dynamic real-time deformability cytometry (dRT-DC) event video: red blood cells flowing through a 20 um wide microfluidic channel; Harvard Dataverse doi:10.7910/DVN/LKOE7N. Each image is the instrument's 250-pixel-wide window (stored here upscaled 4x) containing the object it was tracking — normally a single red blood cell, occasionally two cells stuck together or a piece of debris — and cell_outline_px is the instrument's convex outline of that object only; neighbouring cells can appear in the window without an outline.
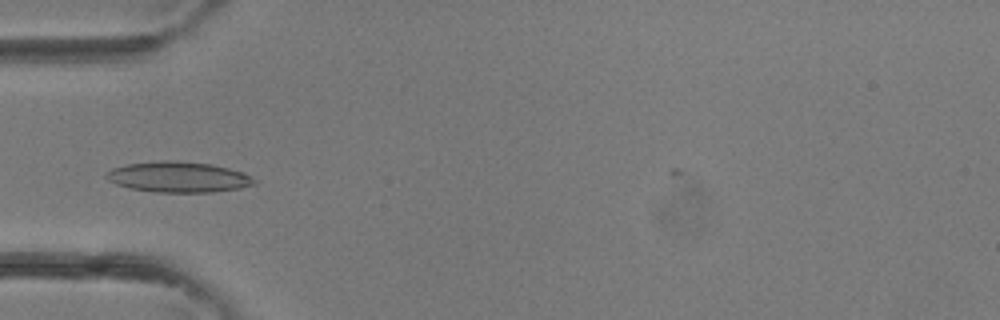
{"species": "common noctule bat (a hibernating species)", "species_latin": "Nyctalus noctula", "temperature_condition": "room temperature", "stored_images_in_passage": 36, "camera_frame_rate_fps": 3000, "um_per_image_px": 0.085, "animal": {"sex": "female"}, "frame": {"image": 1, "passage_image": 12, "time_ms": 3.667, "image_size_px": [1000, 320], "cell_outline_px": [[256, 184], [240, 188], [212, 192], [152, 192], [128, 188], [116, 184], [108, 180], [104, 176], [112, 168], [128, 164], [164, 160], [176, 160], [212, 164], [244, 172], [256, 180]], "centroid_in_image_um": [15.17, 15.05], "position_along_channel_um": 69.8, "area_um2": 26.53}}
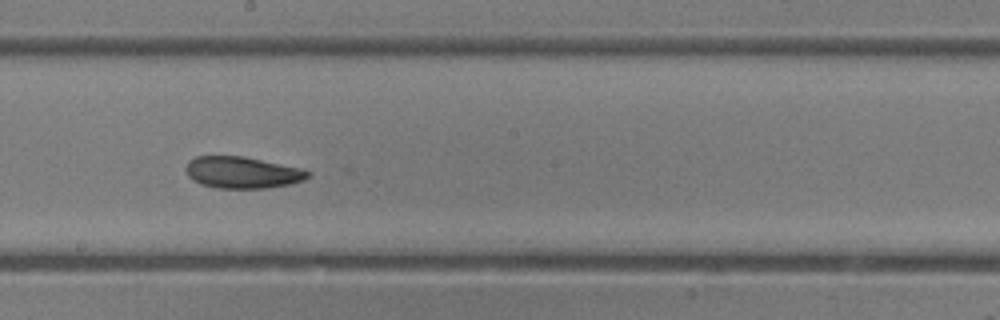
{"frame": {"image": 2, "passage_image": 21, "time_ms": 6.667, "image_size_px": [1000, 320], "cell_outline_px": [[308, 176], [304, 180], [288, 184], [268, 188], [216, 188], [200, 184], [192, 180], [188, 176], [184, 168], [188, 160], [196, 156], [244, 156], [300, 168], [308, 172]], "centroid_in_image_um": [20.52, 14.66], "position_along_channel_um": 227.7, "area_um2": 22.48}}
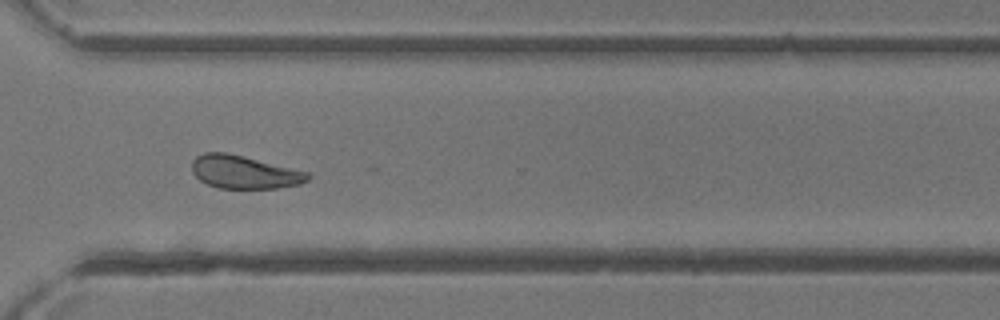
{"frame": {"image": 3, "passage_image": 28, "time_ms": 9.0, "image_size_px": [1000, 320], "cell_outline_px": [[312, 176], [308, 180], [300, 184], [276, 188], [220, 188], [208, 184], [200, 180], [192, 172], [192, 160], [196, 156], [204, 152], [224, 152], [244, 156], [308, 172]], "centroid_in_image_um": [20.75, 14.62], "position_along_channel_um": 349.8, "area_um2": 22.25}}